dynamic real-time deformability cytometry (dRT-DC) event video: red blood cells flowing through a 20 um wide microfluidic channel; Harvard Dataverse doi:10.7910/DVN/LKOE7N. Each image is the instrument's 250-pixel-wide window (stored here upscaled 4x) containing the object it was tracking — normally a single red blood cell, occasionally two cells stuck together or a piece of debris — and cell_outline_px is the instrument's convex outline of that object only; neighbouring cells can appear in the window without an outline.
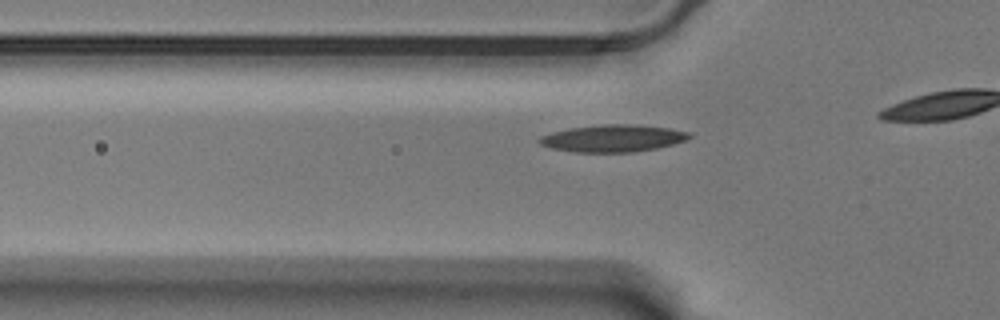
{"species": "Egyptian fruit bat (a non-hibernating species)", "species_latin": "Rousettus aegyptiacus", "temperature_condition": "warm", "stored_images_in_passage": 22, "camera_frame_rate_fps": 3000, "um_per_image_px": 0.085, "animal": {"sex": "male"}, "frame": {"image": 1, "passage_image": 16, "time_ms": 5.0, "image_size_px": [1000, 320], "cell_outline_px": [[692, 136], [684, 140], [672, 144], [656, 148], [632, 152], [576, 152], [552, 148], [540, 144], [536, 140], [540, 136], [552, 132], [568, 128], [604, 124], [628, 124], [668, 128], [692, 132]], "centroid_in_image_um": [52.07, 11.75], "position_along_channel_um": 73.7, "area_um2": 23.58}}
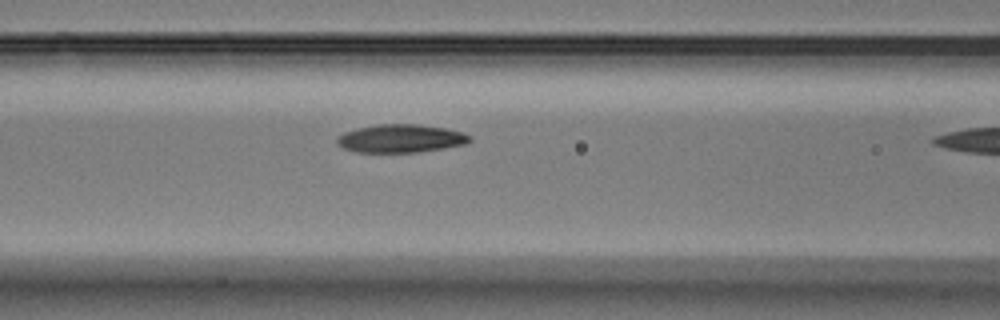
{"frame": {"image": 2, "passage_image": 21, "time_ms": 6.667, "image_size_px": [1000, 320], "cell_outline_px": [[472, 140], [468, 144], [444, 148], [416, 152], [356, 152], [344, 148], [336, 140], [344, 132], [360, 128], [380, 124], [416, 124], [448, 128], [472, 136]], "centroid_in_image_um": [34.14, 11.77], "position_along_channel_um": 132.5, "area_um2": 21.62}}